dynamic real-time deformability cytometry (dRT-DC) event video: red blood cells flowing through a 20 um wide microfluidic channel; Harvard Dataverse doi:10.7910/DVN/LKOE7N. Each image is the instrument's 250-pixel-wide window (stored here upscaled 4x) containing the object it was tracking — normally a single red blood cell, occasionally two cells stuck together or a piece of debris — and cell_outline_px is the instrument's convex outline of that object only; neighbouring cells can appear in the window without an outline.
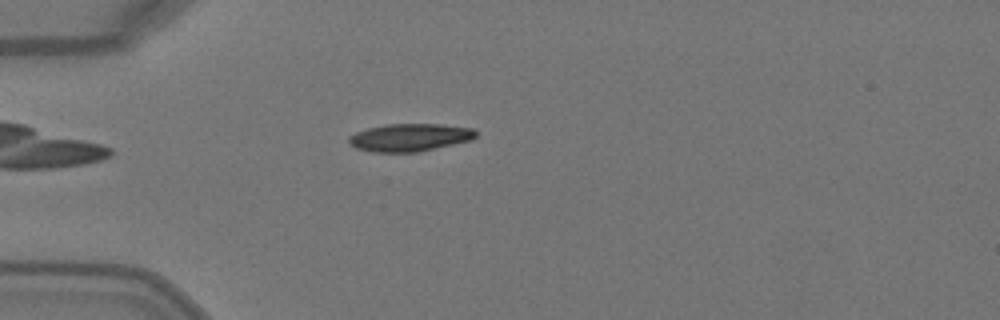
{"species": "Egyptian fruit bat (a non-hibernating species)", "species_latin": "Rousettus aegyptiacus", "temperature_condition": "warm", "stored_images_in_passage": 39, "camera_frame_rate_fps": 3000, "um_per_image_px": 0.085, "animal": {"sex": "female"}, "frame": {"image": 1, "passage_image": 6, "time_ms": 1.667, "image_size_px": [1000, 320], "cell_outline_px": [[476, 136], [472, 140], [416, 152], [372, 152], [356, 148], [348, 144], [348, 136], [356, 132], [368, 128], [388, 124], [440, 124], [472, 128], [476, 132]], "centroid_in_image_um": [34.79, 11.68], "position_along_channel_um": 50.2, "area_um2": 20.46}}
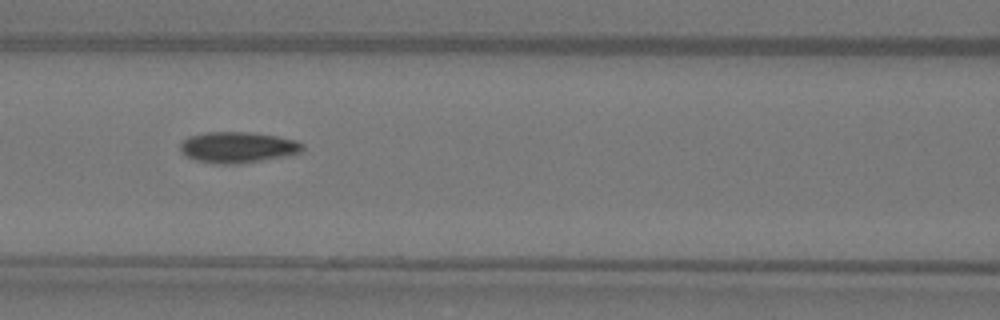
{"frame": {"image": 2, "passage_image": 14, "time_ms": 4.333, "image_size_px": [1000, 320], "cell_outline_px": [[304, 148], [300, 152], [288, 156], [240, 164], [212, 164], [196, 160], [184, 156], [180, 152], [180, 144], [188, 136], [208, 132], [252, 132], [276, 136], [296, 140], [304, 144]], "centroid_in_image_um": [20.2, 12.53], "position_along_channel_um": 146.4, "area_um2": 22.43}}
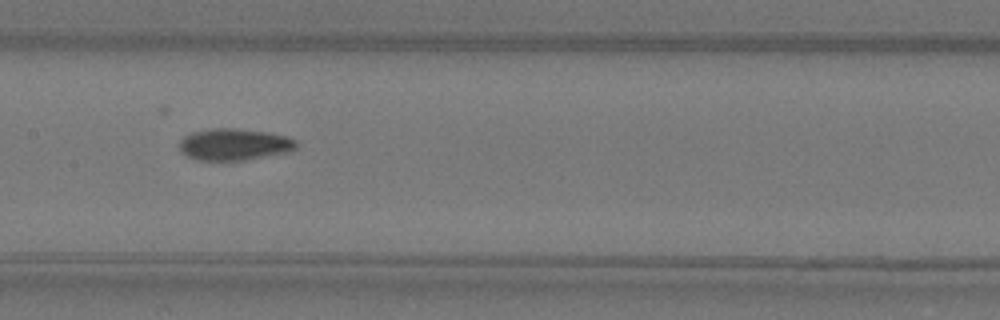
{"frame": {"image": 3, "passage_image": 17, "time_ms": 5.333, "image_size_px": [1000, 320], "cell_outline_px": [[300, 144], [296, 148], [288, 152], [244, 160], [196, 160], [180, 152], [180, 140], [184, 136], [192, 132], [212, 128], [232, 128], [268, 132], [288, 136], [296, 140]], "centroid_in_image_um": [19.93, 12.27], "position_along_channel_um": 187.5, "area_um2": 21.73}, "authors_computed_cell_mechanics": {"area_um2": 21.5016, "velocity_mm_per_s": 4.1089, "shape_relaxation_time_tau1_ms": 4.1506, "shape_relaxation_time_tau2_ms": 4.6084, "deformation_change_tau1": 0.1782, "deformation_change_tau2": 0.076}}